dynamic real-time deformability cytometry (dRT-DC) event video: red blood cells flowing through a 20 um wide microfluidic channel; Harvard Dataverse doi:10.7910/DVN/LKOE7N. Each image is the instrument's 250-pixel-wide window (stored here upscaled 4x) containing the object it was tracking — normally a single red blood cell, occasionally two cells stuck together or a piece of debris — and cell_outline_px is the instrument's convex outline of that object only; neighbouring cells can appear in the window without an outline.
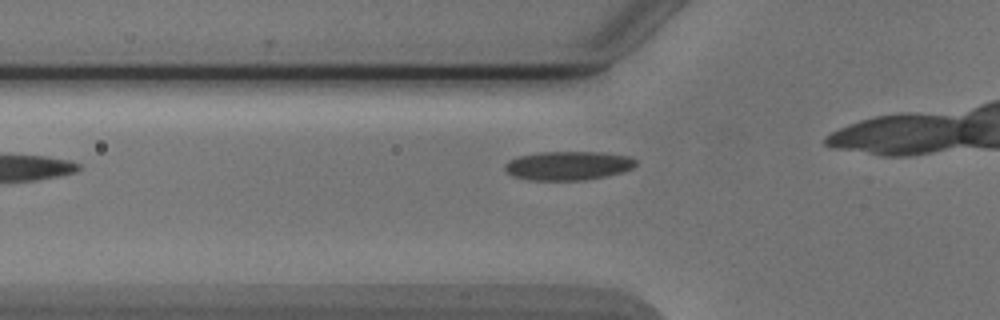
{"species": "Egyptian fruit bat (a non-hibernating species)", "species_latin": "Rousettus aegyptiacus", "temperature_condition": "cold", "stored_images_in_passage": 9, "camera_frame_rate_fps": 3000, "um_per_image_px": 0.085, "animal": {"sex": "male"}, "frame": {"image": 1, "passage_image": 3, "time_ms": 2.333, "image_size_px": [1000, 320], "cell_outline_px": [[636, 164], [632, 168], [624, 172], [608, 176], [584, 180], [528, 180], [512, 176], [504, 168], [504, 164], [508, 160], [516, 156], [540, 152], [600, 152], [632, 156], [636, 160]], "centroid_in_image_um": [48.29, 14.08], "position_along_channel_um": 77.5, "area_um2": 22.37}}
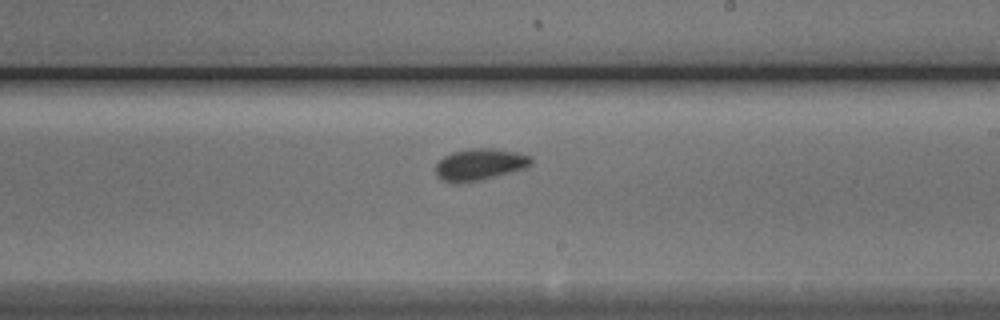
{"frame": {"image": 2, "passage_image": 9, "time_ms": 10.333, "image_size_px": [1000, 320], "cell_outline_px": [[532, 164], [524, 168], [476, 180], [440, 180], [436, 176], [436, 164], [444, 156], [452, 152], [468, 148], [492, 148], [516, 152], [532, 156]], "centroid_in_image_um": [40.79, 13.92], "position_along_channel_um": 248.2, "area_um2": 16.94}}